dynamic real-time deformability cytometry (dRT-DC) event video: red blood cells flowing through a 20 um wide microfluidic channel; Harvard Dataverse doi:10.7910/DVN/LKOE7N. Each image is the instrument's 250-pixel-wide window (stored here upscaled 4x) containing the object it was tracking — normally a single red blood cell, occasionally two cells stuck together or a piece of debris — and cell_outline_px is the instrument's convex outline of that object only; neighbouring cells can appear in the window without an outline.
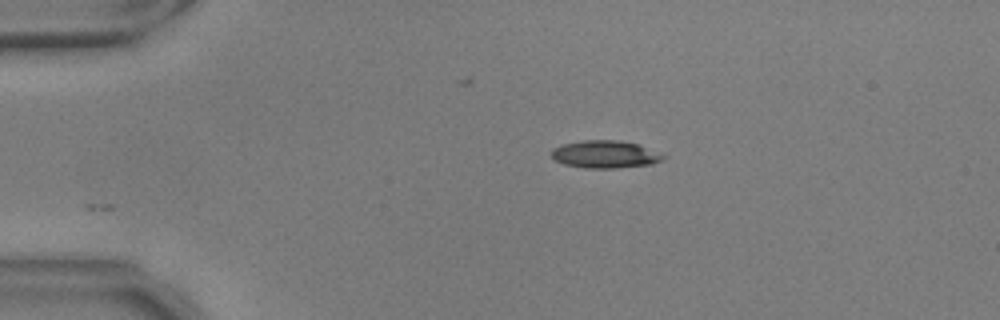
{"species": "common noctule bat (a hibernating species)", "species_latin": "Nyctalus noctula", "temperature_condition": "warm", "stored_images_in_passage": 32, "camera_frame_rate_fps": 3000, "um_per_image_px": 0.085, "animal": {"sex": "male", "body_mass_g": 17.9, "forearm_length_mm": 54.2}, "frame": {"image": 1, "passage_image": 1, "time_ms": 0.0, "image_size_px": [1000, 320], "cell_outline_px": [[668, 156], [664, 160], [652, 164], [616, 168], [584, 168], [564, 164], [556, 160], [552, 156], [552, 148], [564, 144], [584, 140], [620, 140], [640, 144]], "centroid_in_image_um": [51.5, 13.11], "position_along_channel_um": 33.5, "area_um2": 18.09}}
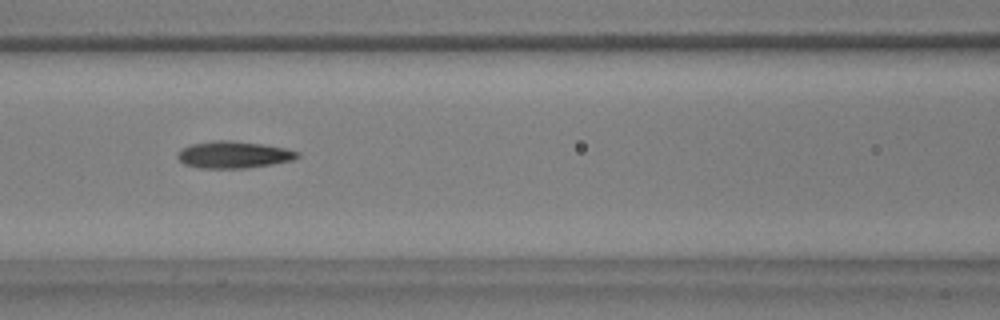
{"frame": {"image": 2, "passage_image": 14, "time_ms": 4.333, "image_size_px": [1000, 320], "cell_outline_px": [[300, 156], [292, 160], [272, 164], [244, 168], [200, 168], [184, 164], [176, 156], [176, 152], [180, 148], [192, 144], [216, 140], [232, 140], [264, 144], [284, 148], [300, 152]], "centroid_in_image_um": [19.83, 13.14], "position_along_channel_um": 146.8, "area_um2": 18.9}}
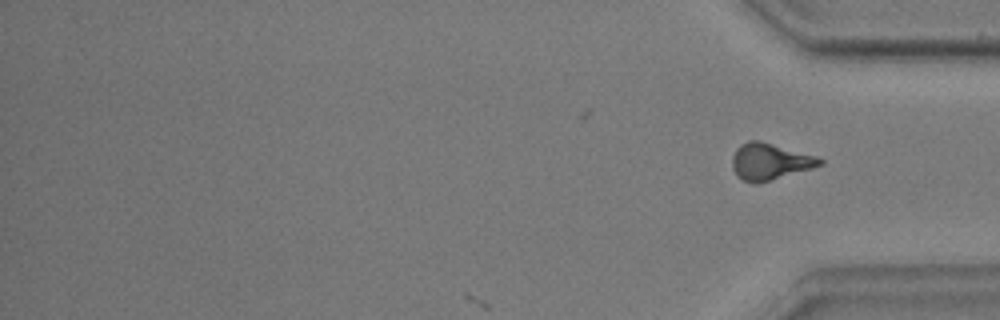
{"frame": {"image": 3, "passage_image": 32, "time_ms": 10.333, "image_size_px": [1000, 320], "cell_outline_px": [[824, 164], [812, 168], [756, 184], [744, 180], [736, 176], [732, 168], [732, 156], [736, 148], [740, 144], [748, 140], [760, 140], [816, 156], [824, 160]], "centroid_in_image_um": [65.41, 13.72], "position_along_channel_um": 369.8, "area_um2": 18.67}, "authors_computed_cell_mechanics": {"area_um2": 18.1492, "velocity_mm_per_s": 3.727, "shape_relaxation_time_tau1_ms": 4.5476, "shape_relaxation_time_tau2_ms": 3.7405, "deformation_change_tau1": 0.1776, "deformation_change_tau2": 0.1176}}